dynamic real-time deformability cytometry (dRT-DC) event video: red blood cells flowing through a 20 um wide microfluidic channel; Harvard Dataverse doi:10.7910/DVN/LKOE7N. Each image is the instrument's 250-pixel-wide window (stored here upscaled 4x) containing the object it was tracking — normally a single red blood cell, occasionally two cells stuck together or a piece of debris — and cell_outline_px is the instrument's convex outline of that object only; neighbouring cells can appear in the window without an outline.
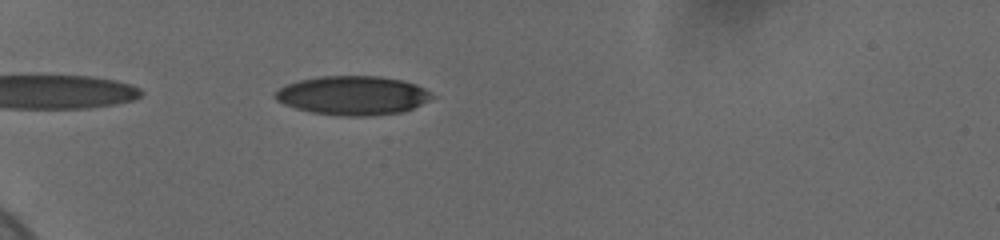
{"species": "human", "species_latin": "Homo sapiens", "temperature_condition": "cold", "stored_images_in_passage": 41, "camera_frame_rate_fps": 3000, "um_per_image_px": 0.085, "donor": {"sex": "female"}, "frame": {"image": 1, "passage_image": 3, "time_ms": 0.667, "image_size_px": [1000, 240], "cell_outline_px": [[436, 96], [404, 112], [372, 116], [340, 116], [312, 112], [296, 108], [284, 104], [276, 100], [276, 92], [280, 88], [288, 84], [300, 80], [320, 76], [380, 76], [404, 80], [416, 84], [424, 88]], "centroid_in_image_um": [30.03, 8.11], "position_along_channel_um": 55.0, "area_um2": 35.6}}
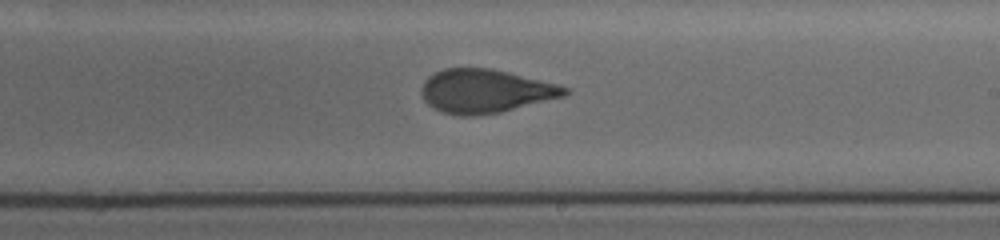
{"frame": {"image": 2, "passage_image": 21, "time_ms": 6.667, "image_size_px": [1000, 240], "cell_outline_px": [[572, 92], [564, 96], [500, 112], [472, 116], [460, 116], [444, 112], [428, 104], [424, 100], [420, 92], [420, 88], [424, 80], [428, 76], [444, 68], [492, 68], [556, 84], [568, 88]], "centroid_in_image_um": [41.22, 7.74], "position_along_channel_um": 247.8, "area_um2": 36.24}}
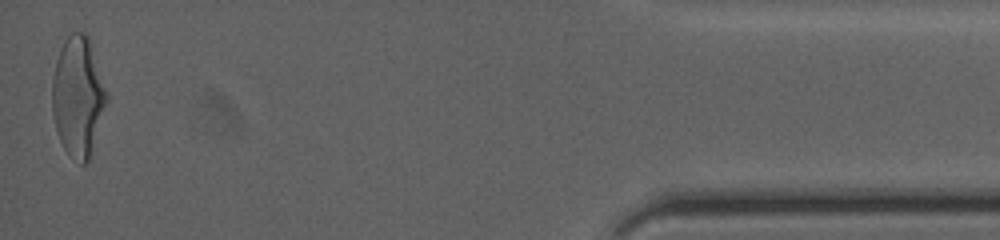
{"frame": {"image": 3, "passage_image": 41, "time_ms": 13.333, "image_size_px": [1000, 240], "cell_outline_px": [[108, 96], [88, 160], [84, 164], [80, 164], [68, 156], [60, 140], [56, 128], [52, 112], [52, 76], [56, 60], [60, 48], [64, 40], [72, 32], [84, 32], [88, 36]], "centroid_in_image_um": [6.59, 8.19], "position_along_channel_um": 428.6, "area_um2": 37.51}, "authors_computed_cell_mechanics": {"area_um2": 36.2406, "velocity_mm_per_s": 3.6843, "shape_relaxation_time_tau1_ms": 4.5044, "shape_relaxation_time_tau2_ms": 1.1469, "deformation_change_tau1": 0.1781, "deformation_change_tau2": 0.0894}}